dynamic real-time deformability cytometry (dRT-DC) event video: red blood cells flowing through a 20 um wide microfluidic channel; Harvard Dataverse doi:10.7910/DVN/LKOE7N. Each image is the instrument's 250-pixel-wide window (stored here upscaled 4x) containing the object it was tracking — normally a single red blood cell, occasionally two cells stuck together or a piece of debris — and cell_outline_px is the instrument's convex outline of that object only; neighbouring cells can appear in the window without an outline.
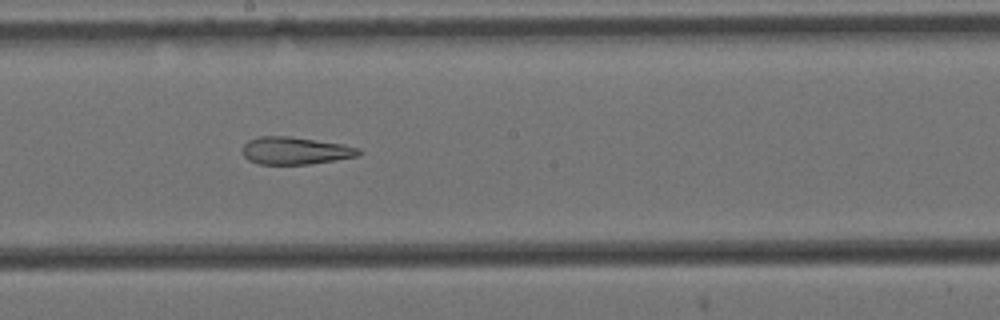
{"species": "Egyptian fruit bat (a non-hibernating species)", "species_latin": "Rousettus aegyptiacus", "temperature_condition": "cold", "stored_images_in_passage": 10, "camera_frame_rate_fps": 3000, "um_per_image_px": 0.085, "animal": {"sex": "female"}, "frame": {"image": 1, "passage_image": 9, "time_ms": 2.667, "image_size_px": [1000, 320], "cell_outline_px": [[364, 152], [360, 156], [308, 164], [260, 164], [248, 160], [244, 156], [244, 144], [248, 140], [260, 136], [288, 136], [344, 144], [360, 148]], "centroid_in_image_um": [25.15, 12.8], "position_along_channel_um": 223.0, "area_um2": 18.61}}
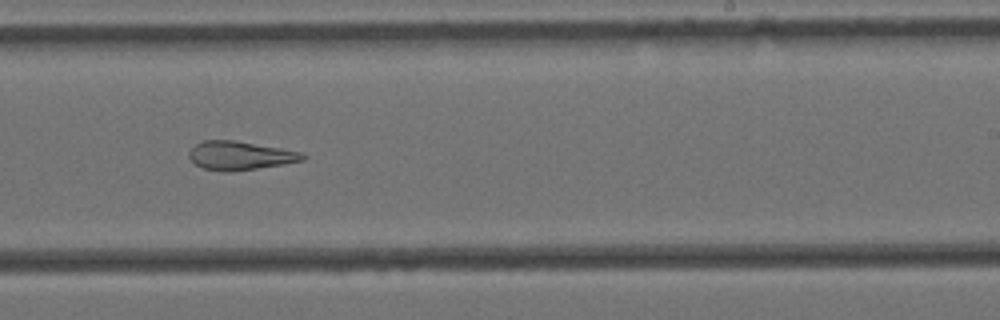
{"frame": {"image": 2, "passage_image": 10, "time_ms": 3.0, "image_size_px": [1000, 320], "cell_outline_px": [[308, 156], [304, 160], [284, 164], [232, 172], [224, 172], [204, 168], [196, 164], [188, 156], [188, 152], [196, 144], [204, 140], [232, 140], [304, 152]], "centroid_in_image_um": [20.44, 13.23], "position_along_channel_um": 268.6, "area_um2": 18.96}}